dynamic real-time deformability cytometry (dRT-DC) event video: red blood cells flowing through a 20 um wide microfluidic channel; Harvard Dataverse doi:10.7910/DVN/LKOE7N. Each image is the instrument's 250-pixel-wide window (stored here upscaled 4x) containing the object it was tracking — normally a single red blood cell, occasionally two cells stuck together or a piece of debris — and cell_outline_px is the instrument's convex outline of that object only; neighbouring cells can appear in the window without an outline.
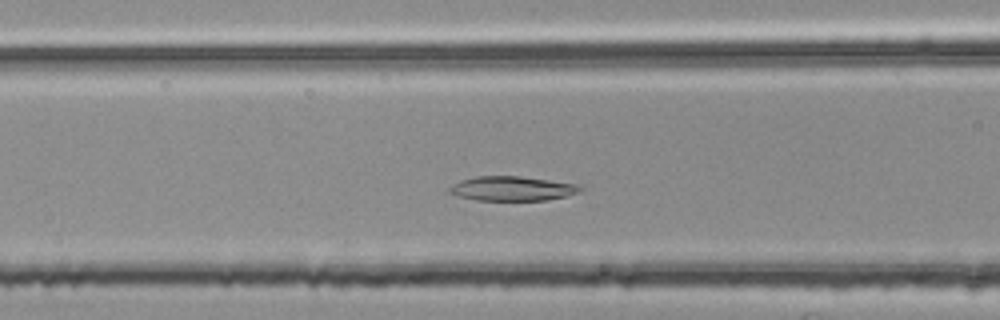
{"species": "common noctule bat (a hibernating species)", "species_latin": "Nyctalus noctula", "temperature_condition": "room temperature", "stored_images_in_passage": 27, "camera_frame_rate_fps": 3000, "um_per_image_px": 0.085, "animal": {"sex": "female", "body_mass_g": 25.1}, "frame": {"image": 1, "passage_image": 16, "time_ms": 5.0, "image_size_px": [1000, 320], "cell_outline_px": [[584, 188], [580, 192], [548, 200], [476, 200], [460, 196], [452, 192], [448, 188], [452, 184], [460, 180], [476, 176], [520, 176], [576, 184]], "centroid_in_image_um": [43.54, 16.02], "position_along_channel_um": 123.1, "area_um2": 18.44}}
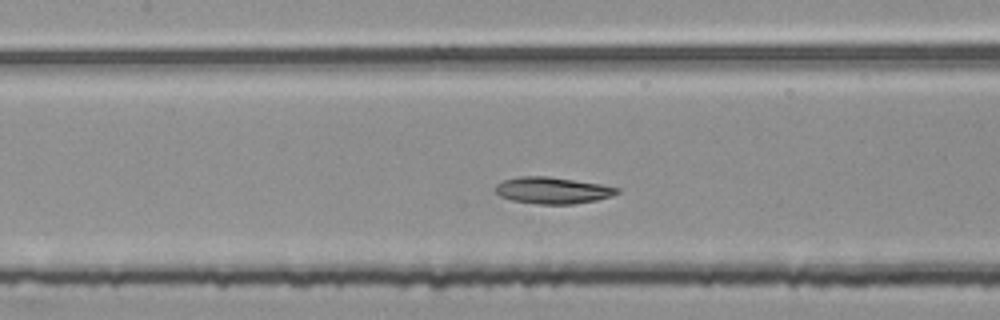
{"frame": {"image": 2, "passage_image": 19, "time_ms": 6.0, "image_size_px": [1000, 320], "cell_outline_px": [[620, 192], [612, 196], [596, 200], [572, 204], [536, 204], [512, 200], [500, 196], [496, 192], [496, 184], [504, 180], [520, 176], [548, 176], [600, 184], [620, 188]], "centroid_in_image_um": [46.98, 16.18], "position_along_channel_um": 160.4, "area_um2": 18.79}}
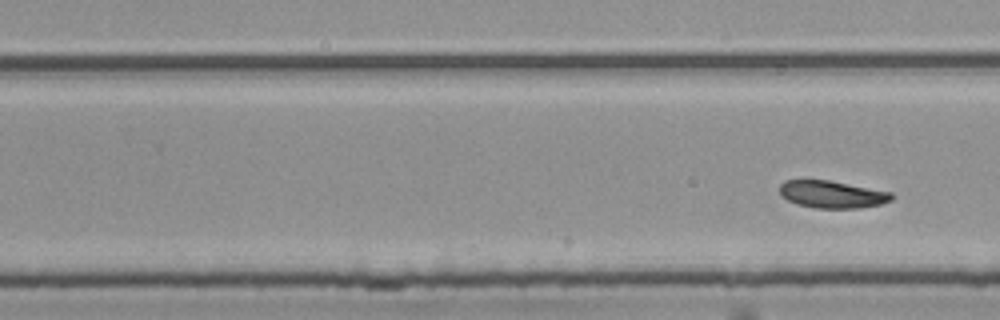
{"frame": {"image": 3, "passage_image": 27, "time_ms": 8.667, "image_size_px": [1000, 320], "cell_outline_px": [[892, 200], [880, 204], [856, 208], [816, 208], [796, 204], [780, 196], [780, 184], [784, 180], [828, 180], [892, 192]], "centroid_in_image_um": [70.69, 16.52], "position_along_channel_um": 259.1, "area_um2": 17.74}}